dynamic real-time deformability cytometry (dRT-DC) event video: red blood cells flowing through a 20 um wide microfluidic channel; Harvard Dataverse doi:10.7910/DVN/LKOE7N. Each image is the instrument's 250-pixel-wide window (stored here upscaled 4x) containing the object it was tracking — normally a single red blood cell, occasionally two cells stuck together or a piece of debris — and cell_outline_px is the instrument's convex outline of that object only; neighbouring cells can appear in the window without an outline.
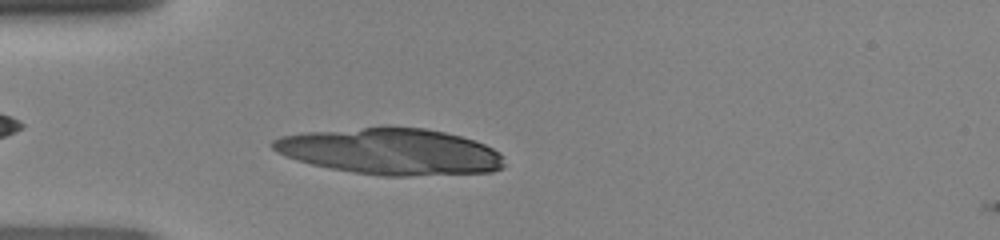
{"species": "human", "species_latin": "Homo sapiens", "temperature_condition": "room temperature", "stored_images_in_passage": 44, "camera_frame_rate_fps": 3000, "um_per_image_px": 0.085, "donor": {"sex": "female"}, "frame": {"image": 1, "passage_image": 10, "time_ms": 3.0, "image_size_px": [1000, 240], "cell_outline_px": [[504, 168], [492, 172], [408, 176], [380, 176], [352, 172], [328, 168], [296, 160], [276, 152], [268, 144], [272, 140], [280, 136], [304, 132], [364, 128], [424, 128], [444, 132], [460, 136], [484, 144], [500, 152], [504, 156]], "centroid_in_image_um": [33.19, 12.9], "position_along_channel_um": 51.8, "area_um2": 62.37}}